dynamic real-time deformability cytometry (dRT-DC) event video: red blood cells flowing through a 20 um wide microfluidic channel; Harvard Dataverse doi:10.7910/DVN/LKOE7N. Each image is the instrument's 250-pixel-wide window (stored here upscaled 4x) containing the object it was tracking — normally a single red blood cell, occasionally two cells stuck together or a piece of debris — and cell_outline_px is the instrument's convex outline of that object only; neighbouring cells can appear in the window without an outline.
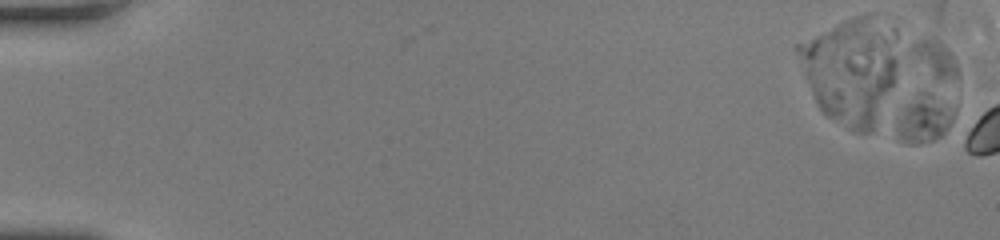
{"species": "human", "species_latin": "Homo sapiens", "temperature_condition": "room temperature", "stored_images_in_passage": 5, "camera_frame_rate_fps": 3000, "um_per_image_px": 0.085, "donor": {"sex": "female"}, "frame": {"image": 1, "passage_image": 2, "time_ms": 0.333, "image_size_px": [1000, 240], "cell_outline_px": [[956, 112], [952, 128], [940, 136], [932, 140], [916, 144], [908, 144], [900, 140], [896, 128], [896, 124], [908, 104], [920, 92], [928, 92], [956, 108]], "centroid_in_image_um": [78.64, 10.14], "position_along_channel_um": 6.4, "area_um2": 15.78}}